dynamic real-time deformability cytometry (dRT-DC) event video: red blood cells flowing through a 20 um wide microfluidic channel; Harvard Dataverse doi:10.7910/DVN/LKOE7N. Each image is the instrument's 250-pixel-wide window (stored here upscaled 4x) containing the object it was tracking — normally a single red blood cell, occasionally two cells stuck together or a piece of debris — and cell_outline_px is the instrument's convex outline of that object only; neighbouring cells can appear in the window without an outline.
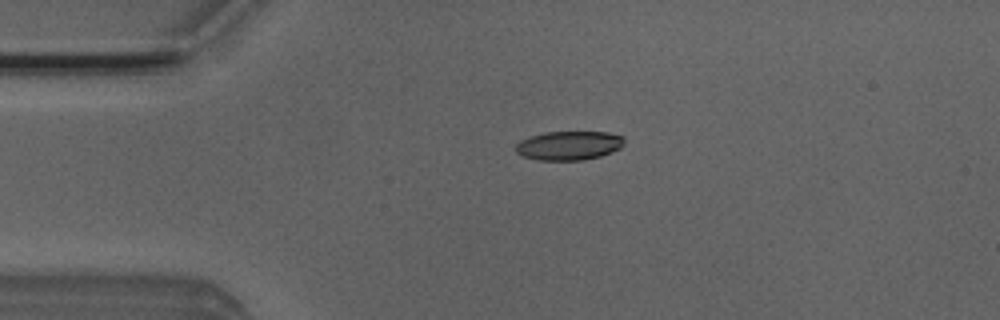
{"species": "Egyptian fruit bat (a non-hibernating species)", "species_latin": "Rousettus aegyptiacus", "temperature_condition": "room temperature", "stored_images_in_passage": 5, "camera_frame_rate_fps": 3000, "um_per_image_px": 0.085, "animal": {"sex": "male"}, "frame": {"image": 1, "passage_image": 4, "time_ms": 1.0, "image_size_px": [1000, 320], "cell_outline_px": [[624, 144], [620, 148], [612, 152], [600, 156], [584, 160], [536, 160], [524, 156], [516, 152], [516, 144], [520, 140], [544, 132], [608, 132], [624, 136]], "centroid_in_image_um": [48.38, 12.37], "position_along_channel_um": 36.6, "area_um2": 18.38}}